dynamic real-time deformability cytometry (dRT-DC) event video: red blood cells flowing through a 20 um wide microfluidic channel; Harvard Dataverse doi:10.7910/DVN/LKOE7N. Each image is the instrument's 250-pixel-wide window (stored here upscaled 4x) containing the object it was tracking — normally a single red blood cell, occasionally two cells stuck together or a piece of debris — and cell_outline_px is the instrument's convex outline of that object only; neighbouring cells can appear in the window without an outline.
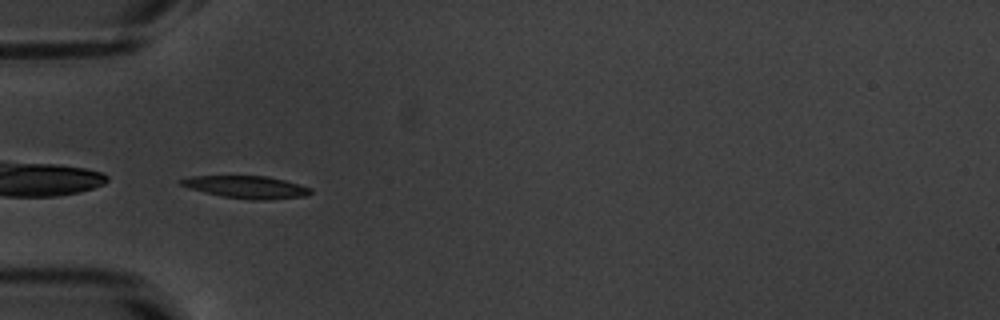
{"species": "common noctule bat (a hibernating species)", "species_latin": "Nyctalus noctula", "temperature_condition": "warm", "stored_images_in_passage": 34, "camera_frame_rate_fps": 3000, "um_per_image_px": 0.085, "animal": {"sex": "male", "body_mass_g": 20.1, "forearm_length_mm": 53.5}, "frame": {"image": 1, "passage_image": 1, "time_ms": 0.0, "image_size_px": [1000, 320], "cell_outline_px": [[312, 192], [308, 196], [264, 200], [252, 200], [220, 196], [204, 192], [180, 184], [176, 180], [192, 176], [268, 176], [300, 184], [312, 188]], "centroid_in_image_um": [20.99, 15.9], "position_along_channel_um": 64.0, "area_um2": 16.99}}
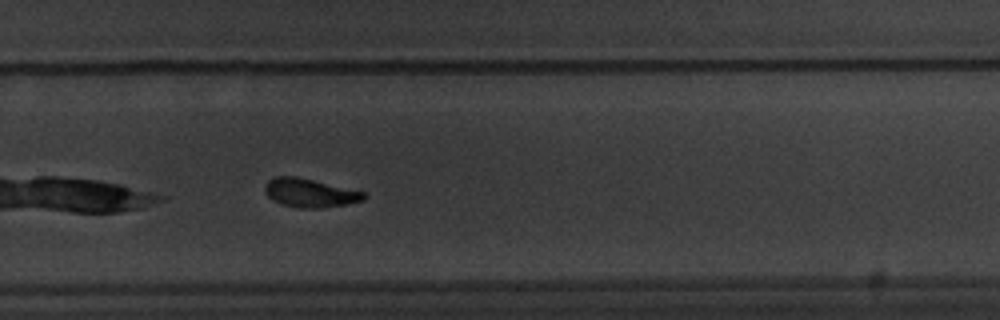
{"frame": {"image": 2, "passage_image": 20, "time_ms": 6.333, "image_size_px": [1000, 320], "cell_outline_px": [[368, 196], [364, 200], [348, 204], [320, 208], [300, 208], [284, 204], [272, 200], [264, 192], [264, 184], [268, 180], [276, 176], [296, 176], [364, 192]], "centroid_in_image_um": [26.32, 16.4], "position_along_channel_um": 303.5, "area_um2": 16.47}, "authors_computed_cell_mechanics": {"area_um2": 16.7042, "velocity_mm_per_s": 3.8085, "shape_relaxation_time_tau1_ms": 2.5221, "shape_relaxation_time_tau2_ms": 2.6333, "deformation_change_tau1": 0.1318, "deformation_change_tau2": 0.0907}}